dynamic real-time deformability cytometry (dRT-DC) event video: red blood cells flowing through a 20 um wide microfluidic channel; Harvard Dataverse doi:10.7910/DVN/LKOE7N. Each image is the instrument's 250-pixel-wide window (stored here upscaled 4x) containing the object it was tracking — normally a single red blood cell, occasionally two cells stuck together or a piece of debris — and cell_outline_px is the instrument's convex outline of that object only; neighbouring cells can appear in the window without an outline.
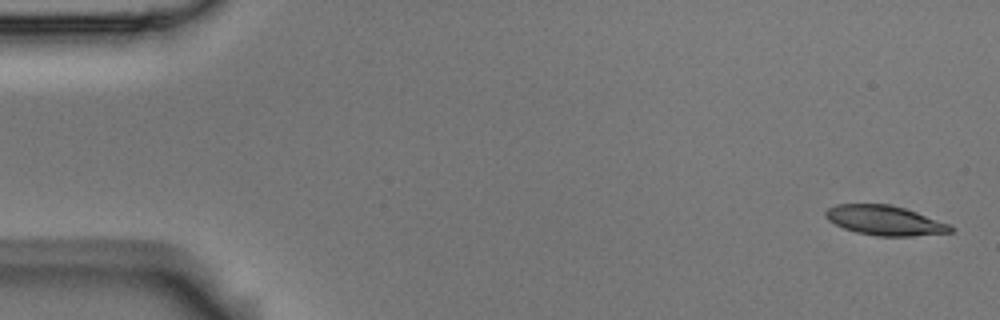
{"species": "Egyptian fruit bat (a non-hibernating species)", "species_latin": "Rousettus aegyptiacus", "temperature_condition": "room temperature", "stored_images_in_passage": 4, "camera_frame_rate_fps": 3000, "um_per_image_px": 0.085, "animal": {"sex": "male"}, "frame": {"image": 1, "passage_image": 1, "time_ms": 0.0, "image_size_px": [1000, 320], "cell_outline_px": [[956, 228], [952, 232], [912, 236], [876, 236], [856, 232], [844, 228], [828, 220], [824, 216], [824, 212], [828, 208], [836, 204], [888, 204], [904, 208], [916, 212], [948, 224]], "centroid_in_image_um": [75.18, 18.74], "position_along_channel_um": 9.8, "area_um2": 21.5}}
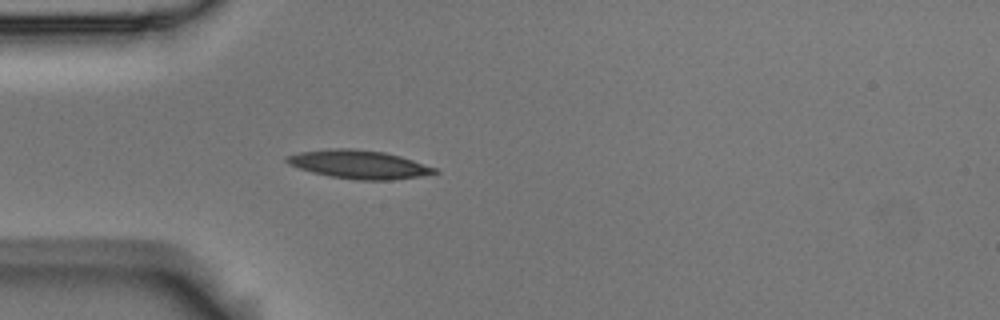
{"frame": {"image": 2, "passage_image": 4, "time_ms": 1.0, "image_size_px": [1000, 320], "cell_outline_px": [[440, 172], [420, 176], [392, 180], [356, 180], [332, 176], [312, 172], [288, 164], [284, 160], [284, 156], [300, 152], [332, 148], [352, 148], [384, 152], [400, 156], [436, 168]], "centroid_in_image_um": [30.49, 13.97], "position_along_channel_um": 54.5, "area_um2": 24.39}}